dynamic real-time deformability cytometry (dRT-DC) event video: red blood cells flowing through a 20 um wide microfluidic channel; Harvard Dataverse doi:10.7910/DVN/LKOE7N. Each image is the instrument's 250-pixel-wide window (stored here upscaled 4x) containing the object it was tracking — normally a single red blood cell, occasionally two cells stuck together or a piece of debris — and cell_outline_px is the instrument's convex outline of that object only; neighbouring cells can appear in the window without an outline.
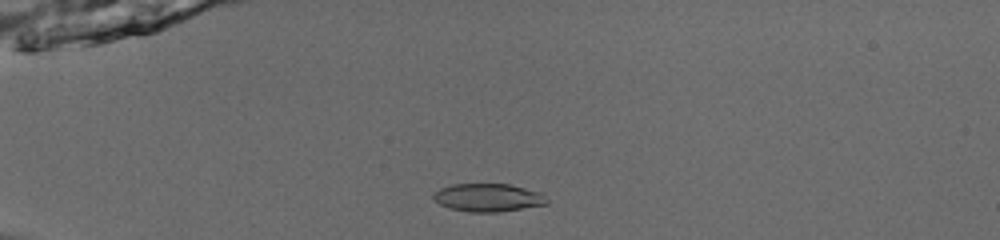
{"species": "common noctule bat (a hibernating species)", "species_latin": "Nyctalus noctula", "temperature_condition": "room temperature", "stored_images_in_passage": 52, "camera_frame_rate_fps": 3000, "um_per_image_px": 0.085, "animal": {"sex": "male", "body_mass_g": 13.0, "forearm_length_mm": 53.1}, "frame": {"image": 1, "passage_image": 15, "time_ms": 4.667, "image_size_px": [1000, 240], "cell_outline_px": [[548, 204], [500, 212], [468, 212], [448, 208], [432, 200], [432, 192], [440, 188], [452, 184], [508, 184], [544, 192], [548, 200]], "centroid_in_image_um": [41.48, 16.79], "position_along_channel_um": 43.5, "area_um2": 18.96}}
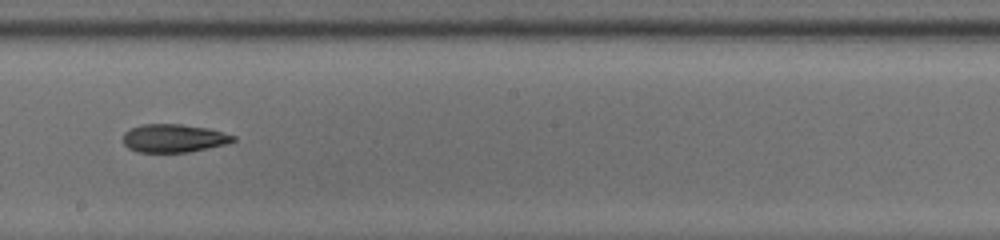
{"frame": {"image": 2, "passage_image": 32, "time_ms": 10.333, "image_size_px": [1000, 240], "cell_outline_px": [[236, 140], [228, 144], [188, 152], [136, 152], [128, 148], [124, 144], [124, 132], [132, 128], [144, 124], [180, 124], [208, 128], [236, 136]], "centroid_in_image_um": [14.79, 11.75], "position_along_channel_um": 233.4, "area_um2": 18.09}}
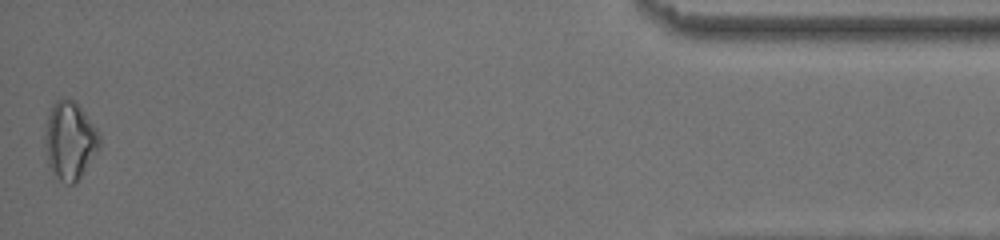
{"frame": {"image": 3, "passage_image": 52, "time_ms": 17.0, "image_size_px": [1000, 240], "cell_outline_px": [[100, 148], [76, 184], [64, 184], [56, 176], [48, 164], [44, 144], [48, 112], [52, 104], [56, 100], [72, 100], [84, 112], [100, 132]], "centroid_in_image_um": [5.95, 11.99], "position_along_channel_um": 429.3, "area_um2": 24.8}, "authors_computed_cell_mechanics": {"area_um2": 19.1607, "velocity_mm_per_s": 3.988, "shape_relaxation_time_tau1_ms": 3.7723, "shape_relaxation_time_tau2_ms": null, "deformation_change_tau1": 0.1028, "deformation_change_tau2": null}}